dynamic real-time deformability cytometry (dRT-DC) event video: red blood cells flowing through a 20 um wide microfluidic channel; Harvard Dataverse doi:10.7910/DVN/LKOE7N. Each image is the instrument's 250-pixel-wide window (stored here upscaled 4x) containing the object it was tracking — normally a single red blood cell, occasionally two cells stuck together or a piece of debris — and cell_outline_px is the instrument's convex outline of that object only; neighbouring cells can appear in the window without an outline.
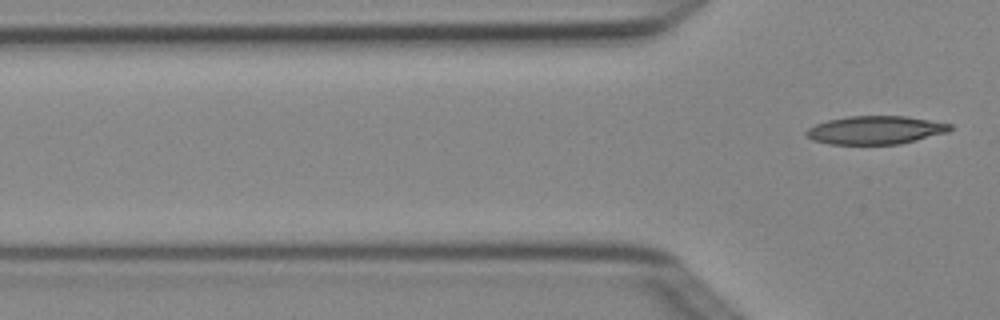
{"species": "Egyptian fruit bat (a non-hibernating species)", "species_latin": "Rousettus aegyptiacus", "temperature_condition": "cold", "stored_images_in_passage": 6, "segment_of_instrument_passage": [2, 2], "camera_frame_rate_fps": 3000, "um_per_image_px": 0.085, "animal": {"sex": "female"}, "frame": {"image": 1, "passage_image": 6, "time_ms": 1.667, "image_size_px": [1000, 320], "cell_outline_px": [[952, 128], [948, 132], [900, 144], [828, 144], [812, 140], [804, 132], [808, 128], [816, 124], [828, 120], [848, 116], [904, 116], [952, 124]], "centroid_in_image_um": [74.39, 11.06], "position_along_channel_um": 51.4, "area_um2": 23.58}}